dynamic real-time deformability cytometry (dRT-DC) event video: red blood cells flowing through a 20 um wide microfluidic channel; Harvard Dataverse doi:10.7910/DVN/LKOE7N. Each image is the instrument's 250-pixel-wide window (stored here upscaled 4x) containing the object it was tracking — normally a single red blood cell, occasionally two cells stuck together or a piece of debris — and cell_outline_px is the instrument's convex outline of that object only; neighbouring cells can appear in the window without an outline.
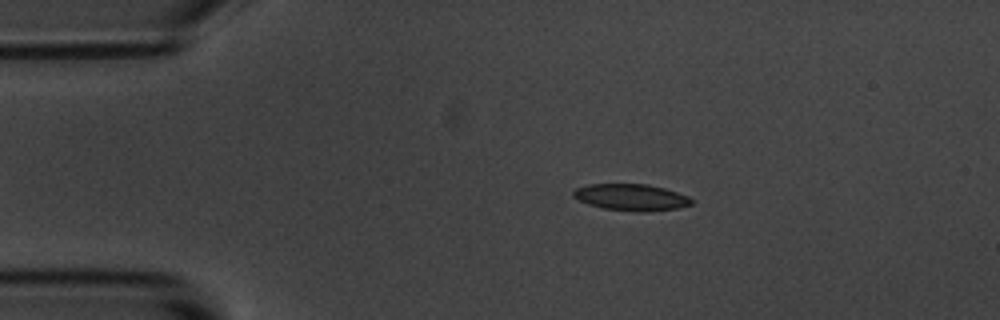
{"species": "common noctule bat (a hibernating species)", "species_latin": "Nyctalus noctula", "temperature_condition": "room temperature", "stored_images_in_passage": 3, "camera_frame_rate_fps": 3000, "um_per_image_px": 0.085, "animal": {"sex": "male", "body_mass_g": 20.1, "forearm_length_mm": 53.5}, "frame": {"image": 1, "passage_image": 1, "time_ms": 0.0, "image_size_px": [1000, 320], "cell_outline_px": [[692, 204], [676, 208], [644, 212], [636, 212], [604, 208], [588, 204], [572, 196], [572, 192], [576, 188], [588, 184], [648, 184], [664, 188], [688, 196], [692, 200]], "centroid_in_image_um": [53.63, 16.76], "position_along_channel_um": 31.4, "area_um2": 18.21}}
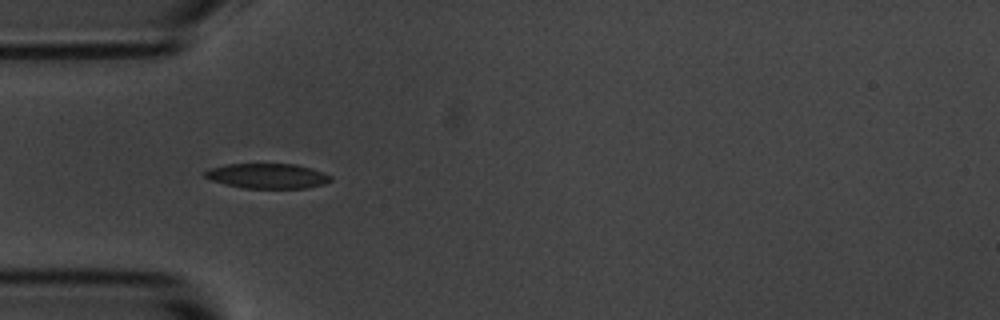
{"frame": {"image": 2, "passage_image": 2, "time_ms": 2.0, "image_size_px": [1000, 320], "cell_outline_px": [[332, 180], [324, 184], [308, 188], [244, 188], [212, 180], [204, 176], [204, 172], [212, 168], [228, 164], [296, 164], [312, 168], [332, 176]], "centroid_in_image_um": [22.8, 14.95], "position_along_channel_um": 62.2, "area_um2": 18.15}}